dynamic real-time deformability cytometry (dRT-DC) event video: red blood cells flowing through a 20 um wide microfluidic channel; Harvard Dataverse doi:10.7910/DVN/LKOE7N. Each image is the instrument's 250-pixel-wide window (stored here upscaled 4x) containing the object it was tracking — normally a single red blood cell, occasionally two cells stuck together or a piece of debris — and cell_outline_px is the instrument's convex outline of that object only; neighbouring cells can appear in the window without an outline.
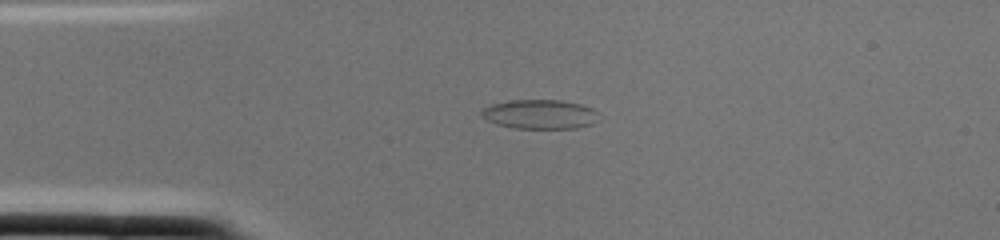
{"species": "common noctule bat (a hibernating species)", "species_latin": "Nyctalus noctula", "temperature_condition": "cold", "stored_images_in_passage": 2, "camera_frame_rate_fps": 3000, "um_per_image_px": 0.085, "animal": {"sex": "female", "body_mass_g": 22.0, "forearm_length_mm": 56.7}, "frame": {"image": 1, "passage_image": 2, "time_ms": 0.333, "image_size_px": [1000, 240], "cell_outline_px": [[596, 112], [592, 124], [576, 128], [512, 128], [496, 124], [480, 116], [480, 112], [484, 108], [492, 104], [512, 100], [560, 100], [580, 104], [592, 108]], "centroid_in_image_um": [45.82, 9.71], "position_along_channel_um": 39.2, "area_um2": 19.77}}